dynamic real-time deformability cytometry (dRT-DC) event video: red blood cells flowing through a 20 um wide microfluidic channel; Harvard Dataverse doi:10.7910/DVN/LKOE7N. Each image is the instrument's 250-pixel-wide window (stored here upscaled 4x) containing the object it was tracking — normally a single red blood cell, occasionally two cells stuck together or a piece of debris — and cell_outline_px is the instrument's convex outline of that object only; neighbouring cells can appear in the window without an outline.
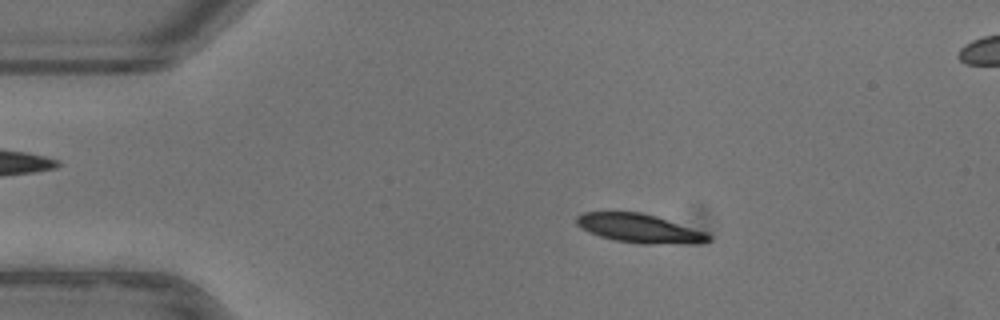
{"species": "common noctule bat (a hibernating species)", "species_latin": "Nyctalus noctula", "temperature_condition": "warm", "stored_images_in_passage": 45, "camera_frame_rate_fps": 3000, "um_per_image_px": 0.085, "animal": {"sex": "female"}, "frame": {"image": 1, "passage_image": 2, "time_ms": 0.333, "image_size_px": [1000, 320], "cell_outline_px": [[712, 240], [696, 244], [640, 244], [616, 240], [600, 236], [588, 232], [580, 228], [576, 224], [576, 216], [584, 212], [640, 212], [656, 216], [708, 232], [712, 236]], "centroid_in_image_um": [54.41, 19.42], "position_along_channel_um": 30.6, "area_um2": 22.48}}
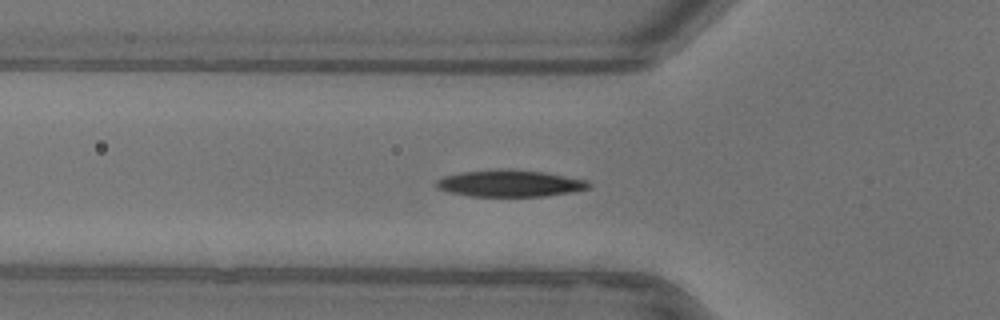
{"frame": {"image": 2, "passage_image": 10, "time_ms": 3.0, "image_size_px": [1000, 320], "cell_outline_px": [[592, 188], [572, 192], [544, 196], [468, 196], [452, 192], [440, 188], [436, 184], [436, 180], [444, 176], [460, 172], [504, 168], [508, 168], [544, 172], [588, 180], [592, 184]], "centroid_in_image_um": [43.41, 15.57], "position_along_channel_um": 82.4, "area_um2": 23.87}}
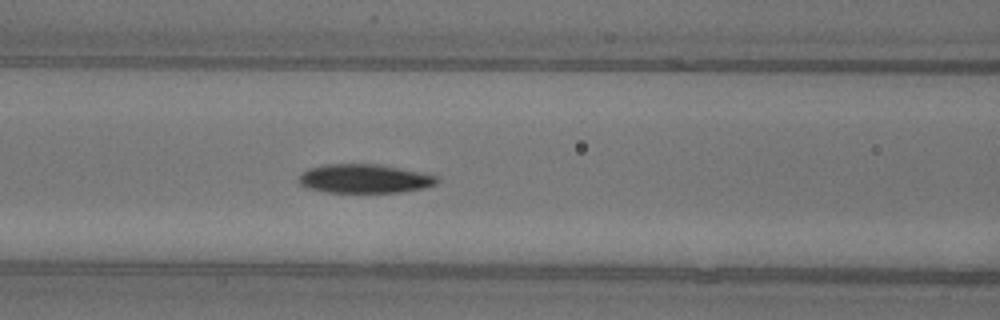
{"frame": {"image": 3, "passage_image": 14, "time_ms": 4.333, "image_size_px": [1000, 320], "cell_outline_px": [[440, 180], [436, 184], [424, 188], [400, 192], [324, 192], [308, 188], [300, 184], [296, 180], [300, 172], [308, 168], [324, 164], [380, 164], [436, 176]], "centroid_in_image_um": [30.9, 15.18], "position_along_channel_um": 135.7, "area_um2": 23.35}}